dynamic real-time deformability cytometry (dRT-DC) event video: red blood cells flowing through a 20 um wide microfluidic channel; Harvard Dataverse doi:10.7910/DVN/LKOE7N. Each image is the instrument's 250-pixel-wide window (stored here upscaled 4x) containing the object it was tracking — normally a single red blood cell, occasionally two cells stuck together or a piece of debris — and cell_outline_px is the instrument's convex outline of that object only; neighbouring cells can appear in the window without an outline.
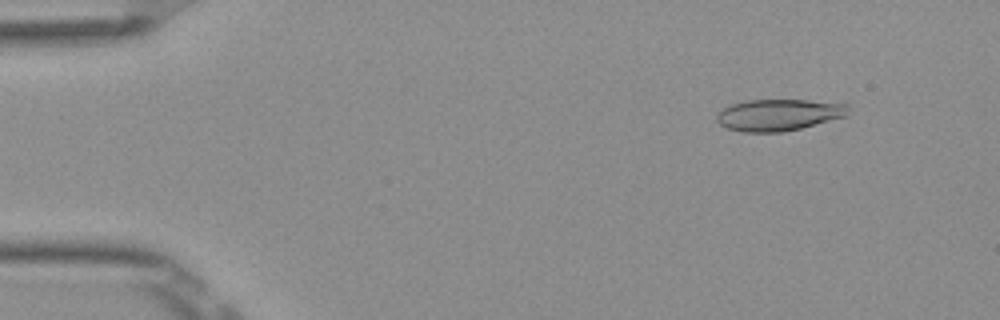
{"species": "Egyptian fruit bat (a non-hibernating species)", "species_latin": "Rousettus aegyptiacus", "temperature_condition": "room temperature", "stored_images_in_passage": 52, "camera_frame_rate_fps": 3000, "um_per_image_px": 0.085, "frame": {"image": 1, "passage_image": 6, "time_ms": 1.667, "image_size_px": [1000, 320], "cell_outline_px": [[848, 116], [784, 132], [740, 132], [728, 128], [720, 124], [716, 120], [716, 116], [724, 108], [732, 104], [748, 100], [808, 100], [848, 104]], "centroid_in_image_um": [66.2, 9.77], "position_along_channel_um": 18.8, "area_um2": 24.16}}
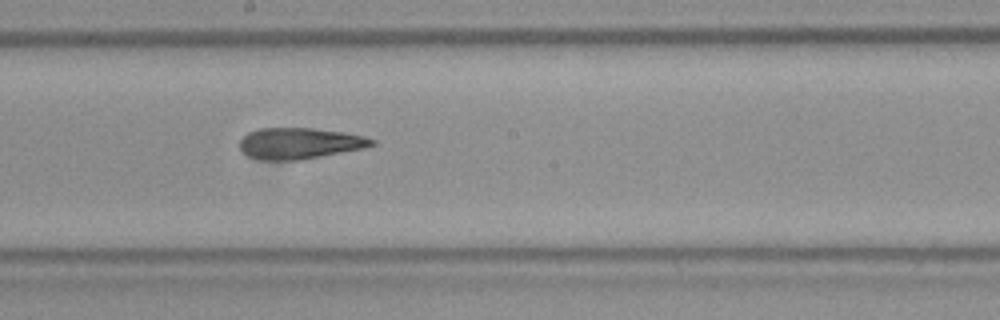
{"frame": {"image": 2, "passage_image": 29, "time_ms": 9.333, "image_size_px": [1000, 320], "cell_outline_px": [[376, 144], [364, 148], [300, 160], [260, 160], [248, 156], [240, 148], [240, 140], [248, 132], [256, 128], [312, 128], [344, 132], [364, 136], [376, 140]], "centroid_in_image_um": [25.46, 12.18], "position_along_channel_um": 222.7, "area_um2": 24.04}}
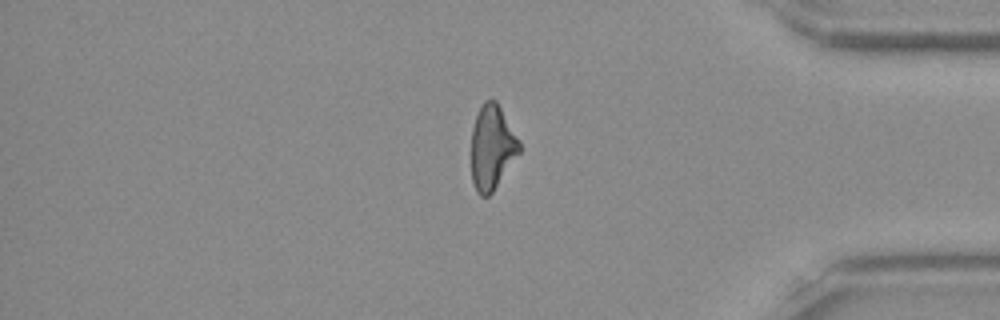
{"frame": {"image": 3, "passage_image": 44, "time_ms": 14.333, "image_size_px": [1000, 320], "cell_outline_px": [[520, 152], [492, 192], [488, 196], [480, 196], [476, 192], [472, 180], [472, 128], [476, 116], [484, 100], [496, 100], [520, 140]], "centroid_in_image_um": [41.82, 12.52], "position_along_channel_um": 393.4, "area_um2": 23.47}, "authors_computed_cell_mechanics": {"area_um2": 24.5361, "velocity_mm_per_s": 3.9105, "shape_relaxation_time_tau1_ms": null, "shape_relaxation_time_tau2_ms": 4.7704, "deformation_change_tau1": null, "deformation_change_tau2": 0.169}}